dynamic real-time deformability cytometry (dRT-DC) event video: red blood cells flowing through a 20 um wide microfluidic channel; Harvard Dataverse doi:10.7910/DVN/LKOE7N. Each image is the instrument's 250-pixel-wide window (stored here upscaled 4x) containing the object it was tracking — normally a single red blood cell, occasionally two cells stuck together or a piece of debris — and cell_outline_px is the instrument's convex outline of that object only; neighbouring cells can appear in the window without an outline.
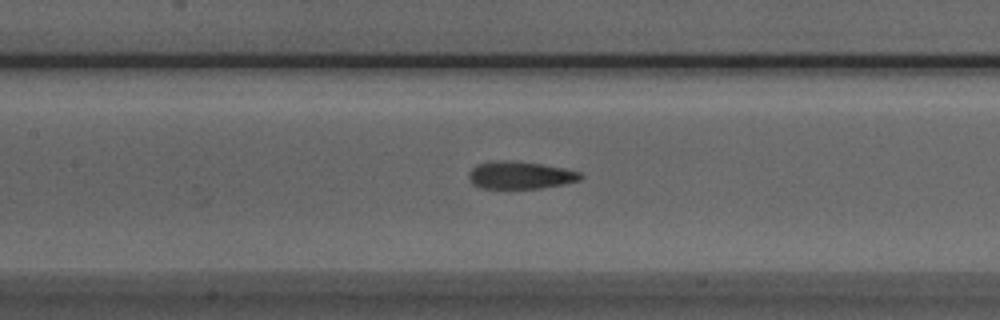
{"species": "Egyptian fruit bat (a non-hibernating species)", "species_latin": "Rousettus aegyptiacus", "temperature_condition": "room temperature", "stored_images_in_passage": 51, "camera_frame_rate_fps": 3000, "um_per_image_px": 0.085, "animal": {"sex": "male"}, "frame": {"image": 1, "passage_image": 22, "time_ms": 7.0, "image_size_px": [1000, 320], "cell_outline_px": [[584, 176], [580, 180], [564, 184], [540, 188], [480, 188], [472, 184], [468, 176], [468, 172], [472, 168], [480, 164], [500, 160], [512, 160], [540, 164], [564, 168], [580, 172]], "centroid_in_image_um": [44.22, 14.89], "position_along_channel_um": 163.2, "area_um2": 17.86}}
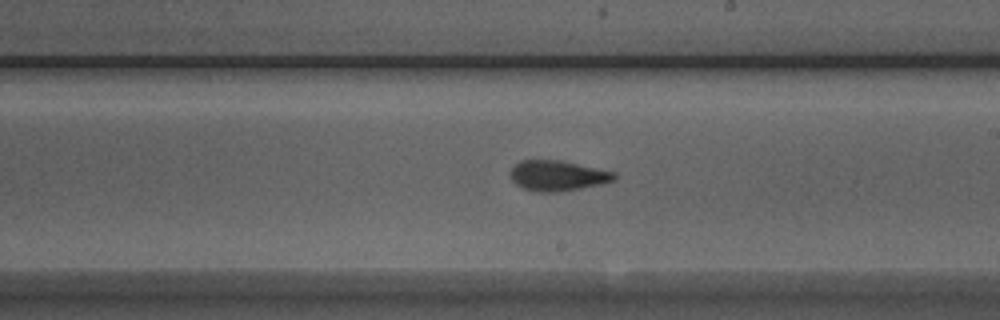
{"frame": {"image": 2, "passage_image": 28, "time_ms": 9.0, "image_size_px": [1000, 320], "cell_outline_px": [[616, 180], [580, 188], [560, 192], [536, 192], [524, 188], [516, 184], [512, 180], [508, 172], [520, 160], [560, 160], [616, 172]], "centroid_in_image_um": [47.37, 14.93], "position_along_channel_um": 241.6, "area_um2": 18.38}}
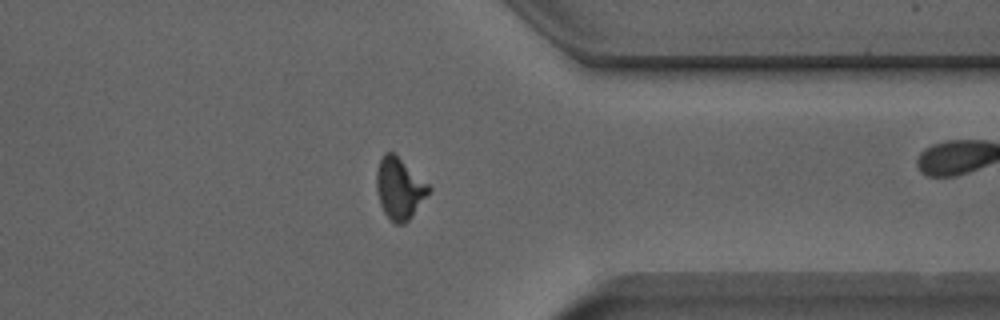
{"frame": {"image": 3, "passage_image": 39, "time_ms": 12.667, "image_size_px": [1000, 320], "cell_outline_px": [[432, 188], [408, 220], [404, 224], [396, 224], [384, 212], [380, 204], [376, 188], [376, 172], [380, 160], [384, 152], [392, 152], [428, 184]], "centroid_in_image_um": [33.92, 16.02], "position_along_channel_um": 377.5, "area_um2": 18.15}, "authors_computed_cell_mechanics": {"area_um2": 17.8024, "velocity_mm_per_s": 3.9421, "shape_relaxation_time_tau1_ms": 6.0519, "shape_relaxation_time_tau2_ms": 1.9927, "deformation_change_tau1": 0.2071, "deformation_change_tau2": 0.0967}}